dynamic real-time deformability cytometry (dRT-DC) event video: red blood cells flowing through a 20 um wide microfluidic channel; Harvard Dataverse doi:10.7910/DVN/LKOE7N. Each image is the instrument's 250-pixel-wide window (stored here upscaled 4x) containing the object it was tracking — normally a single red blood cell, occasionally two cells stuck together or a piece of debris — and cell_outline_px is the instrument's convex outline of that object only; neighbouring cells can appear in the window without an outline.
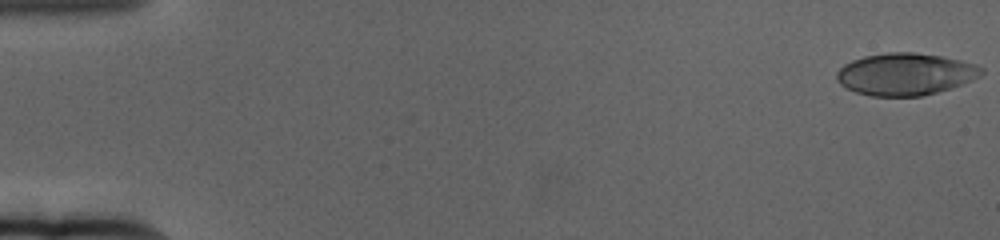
{"species": "human", "species_latin": "Homo sapiens", "temperature_condition": "cold", "stored_images_in_passage": 61, "camera_frame_rate_fps": 3000, "um_per_image_px": 0.085, "donor": {"sex": "female"}, "frame": {"image": 1, "passage_image": 1, "time_ms": 0.0, "image_size_px": [1000, 240], "cell_outline_px": [[984, 72], [980, 76], [972, 80], [952, 88], [920, 96], [872, 96], [856, 92], [840, 84], [836, 80], [836, 72], [844, 64], [852, 60], [864, 56], [888, 52], [912, 52], [940, 56], [960, 60], [976, 64], [984, 68]], "centroid_in_image_um": [76.96, 6.3], "position_along_channel_um": 8.0, "area_um2": 35.55}}
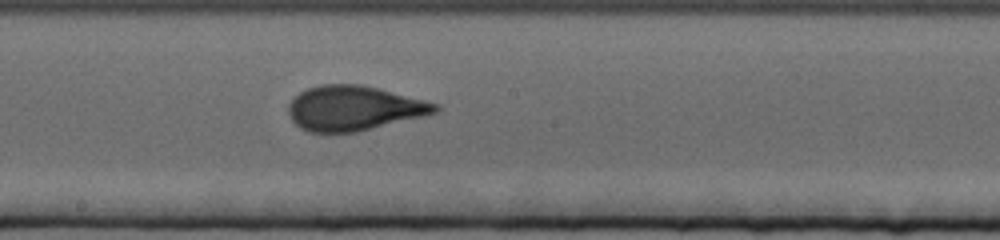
{"frame": {"image": 2, "passage_image": 34, "time_ms": 11.0, "image_size_px": [1000, 240], "cell_outline_px": [[440, 108], [436, 112], [424, 116], [356, 132], [308, 132], [300, 128], [292, 120], [288, 112], [288, 104], [300, 92], [308, 88], [320, 84], [360, 84], [440, 104]], "centroid_in_image_um": [30.06, 9.2], "position_along_channel_um": 218.1, "area_um2": 38.03}}
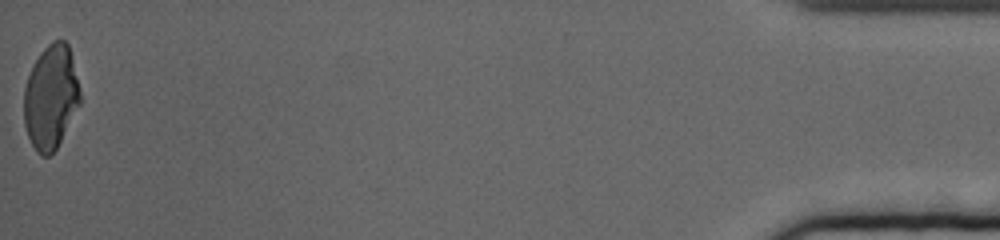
{"frame": {"image": 3, "passage_image": 61, "time_ms": 20.0, "image_size_px": [1000, 240], "cell_outline_px": [[80, 104], [56, 148], [48, 156], [40, 156], [36, 152], [28, 136], [24, 124], [24, 88], [28, 76], [40, 52], [52, 40], [64, 40], [68, 44], [80, 92]], "centroid_in_image_um": [4.3, 8.26], "position_along_channel_um": 430.9, "area_um2": 33.7}, "authors_computed_cell_mechanics": {"area_um2": 36.5296, "velocity_mm_per_s": 3.3645, "shape_relaxation_time_tau1_ms": 5.5073, "shape_relaxation_time_tau2_ms": 0.898, "deformation_change_tau1": 0.1997, "deformation_change_tau2": 0.0699}}